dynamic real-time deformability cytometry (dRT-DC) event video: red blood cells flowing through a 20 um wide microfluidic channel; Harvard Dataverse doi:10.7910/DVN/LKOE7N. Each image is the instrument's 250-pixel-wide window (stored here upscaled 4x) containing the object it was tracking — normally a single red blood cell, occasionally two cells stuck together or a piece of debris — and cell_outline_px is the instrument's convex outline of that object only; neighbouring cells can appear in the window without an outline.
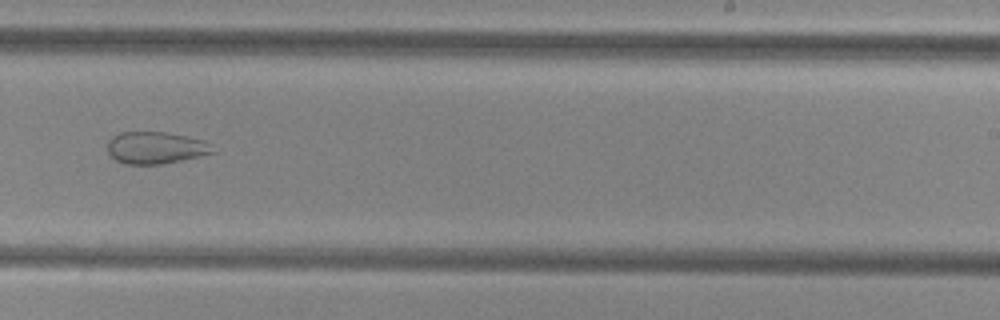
{"species": "common noctule bat (a hibernating species)", "species_latin": "Nyctalus noctula", "temperature_condition": "cold", "stored_images_in_passage": 51, "camera_frame_rate_fps": 3000, "um_per_image_px": 0.085, "animal": {"sex": "female", "body_mass_g": 29.2, "forearm_length_mm": 56.3}, "frame": {"image": 1, "passage_image": 32, "time_ms": 10.333, "image_size_px": [1000, 320], "cell_outline_px": [[216, 152], [200, 156], [160, 164], [124, 164], [116, 160], [108, 152], [108, 140], [112, 136], [120, 132], [168, 132], [188, 136], [204, 140], [212, 144]], "centroid_in_image_um": [13.25, 12.55], "position_along_channel_um": 275.7, "area_um2": 19.77}}
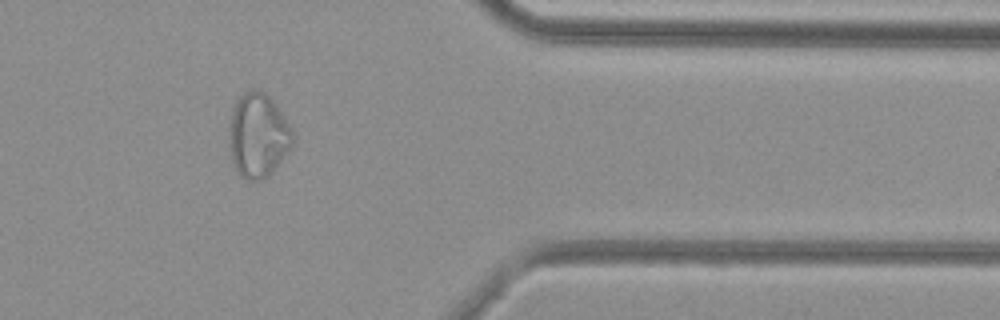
{"frame": {"image": 2, "passage_image": 42, "time_ms": 13.667, "image_size_px": [1000, 320], "cell_outline_px": [[296, 140], [292, 148], [272, 172], [268, 176], [260, 180], [248, 180], [240, 176], [236, 172], [232, 164], [228, 144], [228, 132], [232, 108], [236, 100], [244, 92], [252, 88], [256, 88], [264, 92], [276, 104], [292, 128], [296, 136]], "centroid_in_image_um": [21.93, 11.52], "position_along_channel_um": 389.5, "area_um2": 32.14}}
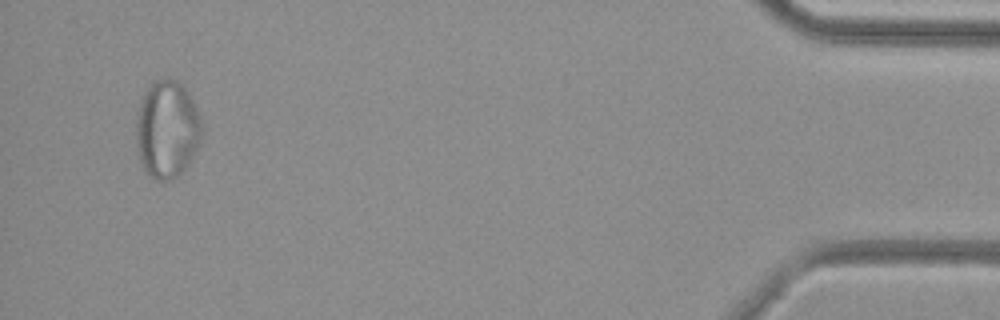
{"frame": {"image": 3, "passage_image": 49, "time_ms": 16.0, "image_size_px": [1000, 320], "cell_outline_px": [[204, 132], [188, 164], [180, 176], [172, 180], [156, 180], [144, 172], [140, 160], [136, 140], [136, 116], [144, 92], [156, 80], [176, 80], [184, 88], [192, 100], [196, 108]], "centroid_in_image_um": [14.19, 11.05], "position_along_channel_um": 421.0, "area_um2": 37.17}}